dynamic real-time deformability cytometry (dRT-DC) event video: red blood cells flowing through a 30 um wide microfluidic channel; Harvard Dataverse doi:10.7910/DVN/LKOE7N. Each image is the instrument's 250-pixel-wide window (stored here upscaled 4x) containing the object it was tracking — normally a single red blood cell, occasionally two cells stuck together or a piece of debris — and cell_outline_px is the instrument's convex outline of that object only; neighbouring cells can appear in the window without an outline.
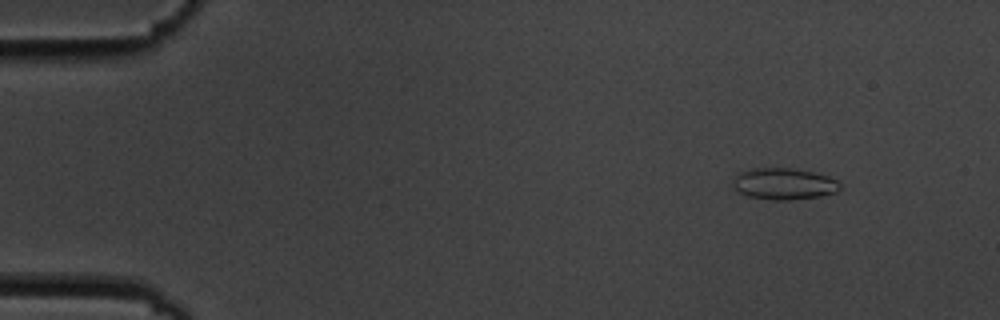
{"species": "common noctule bat (a hibernating species)", "species_latin": "Nyctalus noctula", "temperature_condition": "cold", "stored_images_in_passage": 41, "camera_frame_rate_fps": 3000, "um_per_image_px": 0.085, "animal": {"sex": "male", "body_mass_g": 19.5, "forearm_length_mm": 54.6}, "frame": {"image": 1, "passage_image": 1, "time_ms": 0.0, "image_size_px": [1000, 320], "cell_outline_px": [[840, 188], [836, 192], [820, 196], [788, 200], [772, 200], [748, 196], [740, 192], [732, 184], [732, 180], [740, 172], [752, 168], [792, 168], [812, 172], [828, 176], [836, 180], [840, 184]], "centroid_in_image_um": [66.63, 15.62], "position_along_channel_um": 18.4, "area_um2": 19.54}}
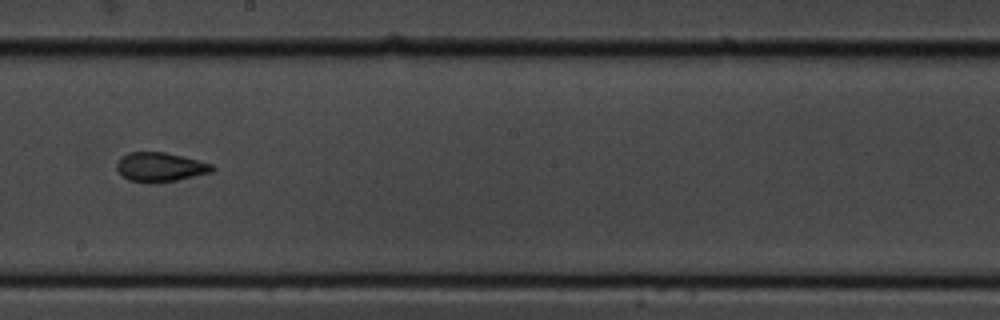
{"frame": {"image": 2, "passage_image": 27, "time_ms": 8.667, "image_size_px": [1000, 320], "cell_outline_px": [[216, 168], [212, 172], [176, 180], [152, 184], [128, 180], [116, 168], [116, 164], [120, 156], [128, 152], [164, 152], [212, 164]], "centroid_in_image_um": [13.58, 14.21], "position_along_channel_um": 234.6, "area_um2": 16.24}}
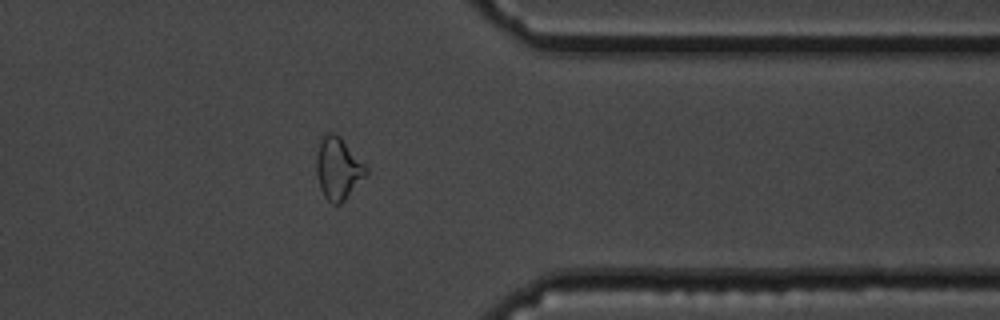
{"frame": {"image": 3, "passage_image": 40, "time_ms": 13.0, "image_size_px": [1000, 320], "cell_outline_px": [[368, 176], [340, 204], [332, 204], [324, 196], [320, 188], [316, 176], [316, 152], [320, 140], [324, 132], [332, 132], [340, 136], [368, 168]], "centroid_in_image_um": [28.74, 14.31], "position_along_channel_um": 382.7, "area_um2": 18.32}}